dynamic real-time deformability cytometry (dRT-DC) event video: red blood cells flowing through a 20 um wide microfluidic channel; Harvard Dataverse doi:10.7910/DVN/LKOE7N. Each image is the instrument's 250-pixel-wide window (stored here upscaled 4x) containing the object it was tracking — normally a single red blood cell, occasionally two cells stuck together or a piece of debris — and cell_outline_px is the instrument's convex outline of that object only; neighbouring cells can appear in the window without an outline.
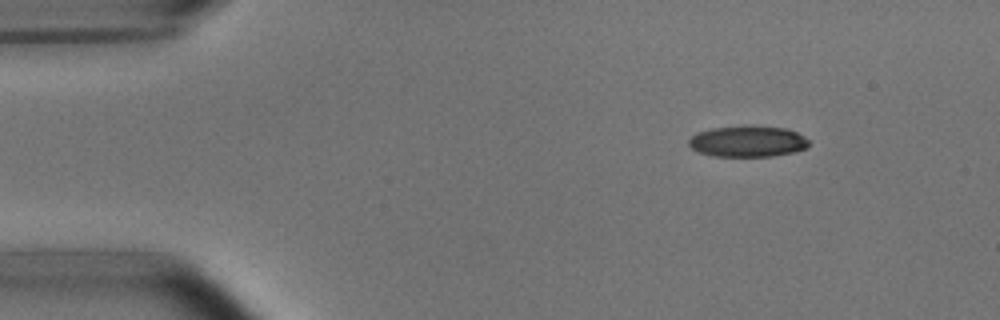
{"species": "common noctule bat (a hibernating species)", "species_latin": "Nyctalus noctula", "temperature_condition": "room temperature", "stored_images_in_passage": 46, "camera_frame_rate_fps": 3000, "um_per_image_px": 0.085, "animal": {"sex": "male", "body_mass_g": 15.6}, "frame": {"image": 1, "passage_image": 1, "time_ms": 0.0, "image_size_px": [1000, 320], "cell_outline_px": [[808, 148], [792, 152], [772, 156], [712, 156], [700, 152], [692, 148], [688, 144], [688, 140], [692, 136], [700, 132], [712, 128], [788, 128], [804, 136], [808, 140]], "centroid_in_image_um": [63.57, 12.06], "position_along_channel_um": 21.4, "area_um2": 20.92}}
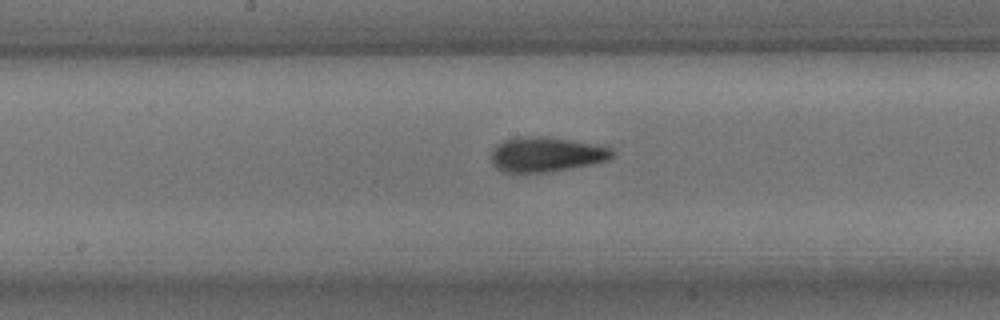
{"frame": {"image": 2, "passage_image": 21, "time_ms": 6.667, "image_size_px": [1000, 320], "cell_outline_px": [[612, 156], [608, 160], [592, 164], [548, 172], [504, 172], [496, 168], [492, 164], [492, 152], [496, 144], [504, 140], [516, 136], [548, 136], [596, 144], [612, 148]], "centroid_in_image_um": [46.41, 13.11], "position_along_channel_um": 201.8, "area_um2": 24.68}}
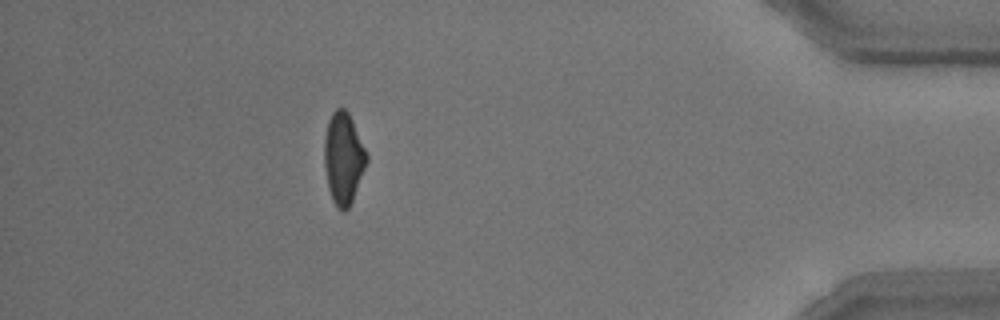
{"frame": {"image": 3, "passage_image": 41, "time_ms": 13.333, "image_size_px": [1000, 320], "cell_outline_px": [[368, 160], [352, 200], [348, 208], [344, 212], [336, 208], [332, 200], [328, 188], [324, 164], [324, 136], [328, 120], [332, 112], [336, 108], [344, 108], [348, 112], [352, 120], [368, 156]], "centroid_in_image_um": [29.17, 13.45], "position_along_channel_um": 406.0, "area_um2": 22.54}, "authors_computed_cell_mechanics": {"area_um2": 23.4957, "velocity_mm_per_s": 3.8156, "shape_relaxation_time_tau1_ms": 4.1873, "shape_relaxation_time_tau2_ms": 2.5104, "deformation_change_tau1": 0.1395, "deformation_change_tau2": 0.1066}}